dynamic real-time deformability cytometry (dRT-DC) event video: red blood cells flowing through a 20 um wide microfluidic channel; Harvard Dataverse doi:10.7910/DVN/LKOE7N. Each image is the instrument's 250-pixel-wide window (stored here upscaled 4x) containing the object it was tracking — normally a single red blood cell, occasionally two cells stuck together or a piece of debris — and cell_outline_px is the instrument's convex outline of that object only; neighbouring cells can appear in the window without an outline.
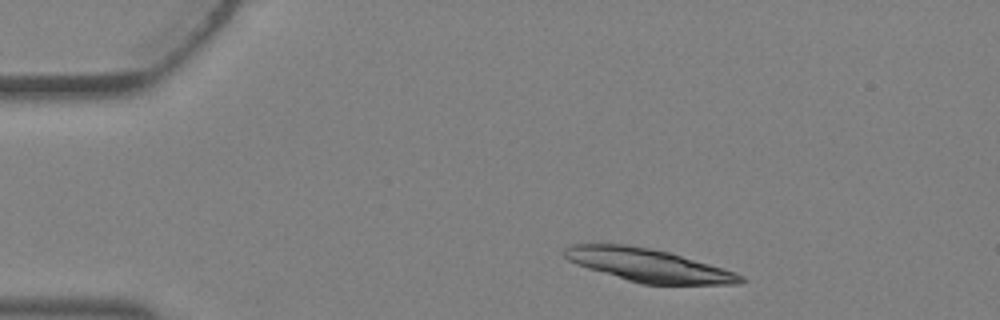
{"species": "Egyptian fruit bat (a non-hibernating species)", "species_latin": "Rousettus aegyptiacus", "temperature_condition": "warm", "stored_images_in_passage": 3, "camera_frame_rate_fps": 3000, "um_per_image_px": 0.085, "animal": {"sex": "female"}, "frame": {"image": 1, "passage_image": 1, "time_ms": 0.0, "image_size_px": [1000, 320], "cell_outline_px": [[748, 280], [740, 284], [640, 284], [588, 268], [576, 264], [568, 260], [560, 252], [564, 248], [572, 244], [624, 244], [652, 248], [668, 252], [724, 268], [736, 272], [744, 276]], "centroid_in_image_um": [55.12, 22.54], "position_along_channel_um": 29.9, "area_um2": 33.93}}
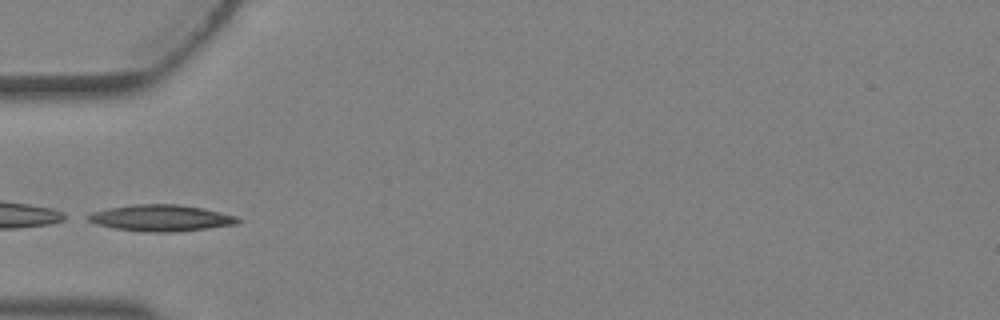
{"frame": {"image": 2, "passage_image": 3, "time_ms": 0.667, "image_size_px": [1000, 320], "cell_outline_px": [[240, 220], [236, 224], [208, 228], [172, 232], [148, 232], [116, 228], [96, 224], [88, 220], [84, 216], [92, 212], [108, 208], [132, 204], [176, 204], [204, 208], [236, 216]], "centroid_in_image_um": [13.66, 18.52], "position_along_channel_um": 71.3, "area_um2": 22.95}}